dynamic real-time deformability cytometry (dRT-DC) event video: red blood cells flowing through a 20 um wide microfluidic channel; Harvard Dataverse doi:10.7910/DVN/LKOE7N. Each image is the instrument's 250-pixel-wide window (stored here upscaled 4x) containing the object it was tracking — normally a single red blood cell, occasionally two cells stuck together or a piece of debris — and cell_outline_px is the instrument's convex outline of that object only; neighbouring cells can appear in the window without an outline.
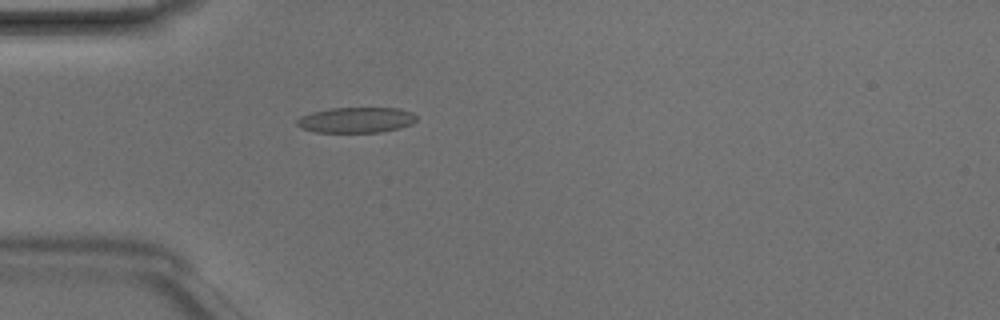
{"species": "Egyptian fruit bat (a non-hibernating species)", "species_latin": "Rousettus aegyptiacus", "temperature_condition": "room temperature", "stored_images_in_passage": 36, "camera_frame_rate_fps": 3000, "um_per_image_px": 0.085, "animal": {"sex": "male"}, "frame": {"image": 1, "passage_image": 2, "time_ms": 0.333, "image_size_px": [1000, 320], "cell_outline_px": [[416, 120], [412, 124], [380, 132], [316, 132], [300, 128], [296, 124], [296, 120], [300, 116], [312, 112], [332, 108], [400, 108], [412, 112], [416, 116]], "centroid_in_image_um": [30.25, 10.19], "position_along_channel_um": 54.7, "area_um2": 17.74}}
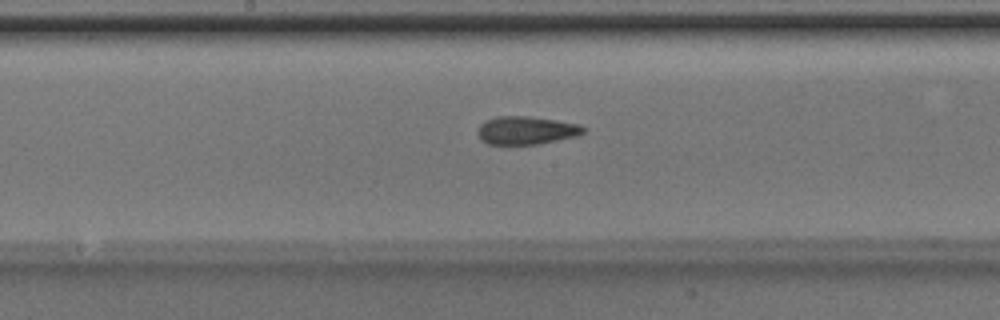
{"frame": {"image": 2, "passage_image": 13, "time_ms": 4.0, "image_size_px": [1000, 320], "cell_outline_px": [[588, 128], [580, 136], [536, 144], [488, 144], [480, 140], [476, 132], [480, 124], [484, 120], [496, 116], [528, 116], [556, 120], [580, 124]], "centroid_in_image_um": [44.74, 11.07], "position_along_channel_um": 203.5, "area_um2": 17.63}}
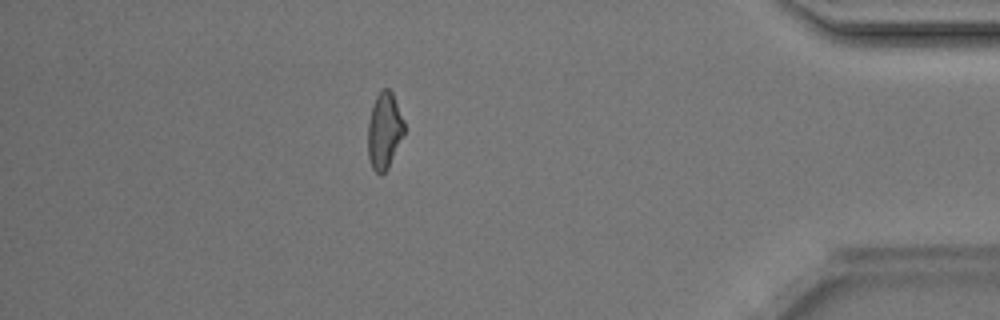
{"frame": {"image": 3, "passage_image": 30, "time_ms": 9.667, "image_size_px": [1000, 320], "cell_outline_px": [[404, 132], [388, 168], [380, 176], [372, 168], [368, 156], [368, 124], [372, 108], [376, 96], [380, 88], [388, 88], [392, 92], [404, 120]], "centroid_in_image_um": [32.66, 11.1], "position_along_channel_um": 402.5, "area_um2": 16.07}, "authors_computed_cell_mechanics": {"area_um2": 17.1377, "velocity_mm_per_s": 4.2445, "shape_relaxation_time_tau1_ms": 3.4559, "shape_relaxation_time_tau2_ms": 2.1689, "deformation_change_tau1": 0.1151, "deformation_change_tau2": 0.1106}}